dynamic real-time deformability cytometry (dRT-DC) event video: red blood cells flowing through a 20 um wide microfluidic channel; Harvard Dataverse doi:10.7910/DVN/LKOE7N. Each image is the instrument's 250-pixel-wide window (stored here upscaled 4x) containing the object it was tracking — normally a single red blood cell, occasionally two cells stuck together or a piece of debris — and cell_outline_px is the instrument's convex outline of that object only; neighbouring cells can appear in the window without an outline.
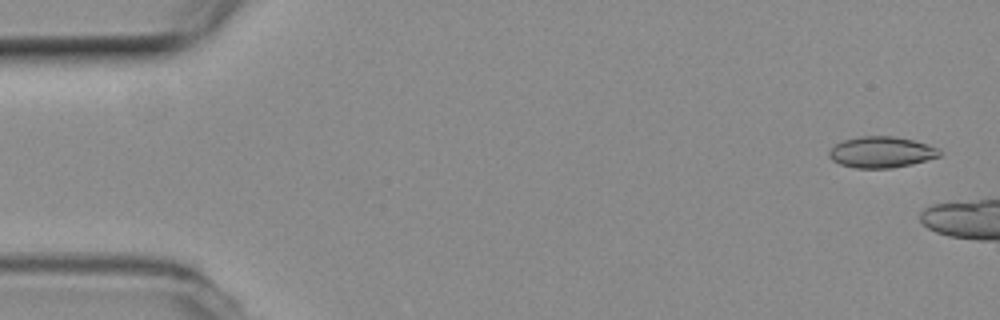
{"species": "common noctule bat (a hibernating species)", "species_latin": "Nyctalus noctula", "temperature_condition": "room temperature", "stored_images_in_passage": 7, "camera_frame_rate_fps": 3000, "um_per_image_px": 0.085, "animal": {"sex": "female", "body_mass_g": 19.3, "forearm_length_mm": 54.1}, "frame": {"image": 1, "passage_image": 2, "time_ms": 0.333, "image_size_px": [1000, 320], "cell_outline_px": [[940, 156], [912, 164], [892, 168], [856, 168], [840, 164], [832, 160], [828, 156], [828, 152], [836, 144], [844, 140], [860, 136], [892, 136], [912, 140], [928, 144], [940, 148]], "centroid_in_image_um": [74.92, 12.93], "position_along_channel_um": 10.1, "area_um2": 20.0}}